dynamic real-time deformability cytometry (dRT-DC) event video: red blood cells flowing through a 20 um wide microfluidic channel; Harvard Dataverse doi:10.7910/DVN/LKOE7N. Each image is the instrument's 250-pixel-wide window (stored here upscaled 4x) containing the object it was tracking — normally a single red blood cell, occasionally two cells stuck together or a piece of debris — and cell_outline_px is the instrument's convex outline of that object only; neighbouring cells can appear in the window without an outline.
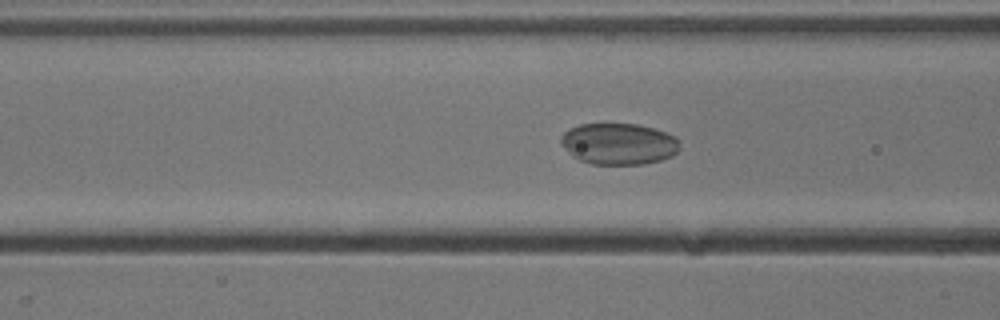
{"species": "common noctule bat (a hibernating species)", "species_latin": "Nyctalus noctula", "temperature_condition": "cold", "stored_images_in_passage": 40, "camera_frame_rate_fps": 3000, "um_per_image_px": 0.085, "animal": {"sex": "male", "body_mass_g": 13.3}, "frame": {"image": 1, "passage_image": 8, "time_ms": 2.333, "image_size_px": [1000, 320], "cell_outline_px": [[680, 144], [676, 152], [672, 156], [660, 160], [644, 164], [592, 164], [580, 160], [572, 156], [560, 144], [560, 136], [564, 132], [580, 124], [636, 124], [652, 128], [676, 136], [680, 140]], "centroid_in_image_um": [52.58, 12.23], "position_along_channel_um": 114.0, "area_um2": 28.67}}
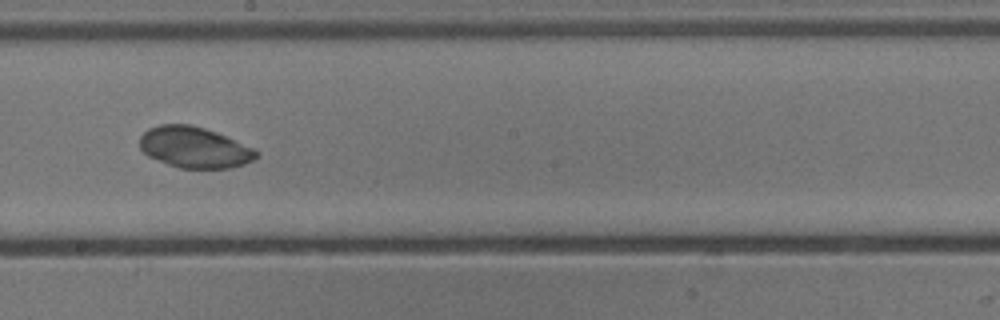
{"frame": {"image": 2, "passage_image": 17, "time_ms": 5.333, "image_size_px": [1000, 320], "cell_outline_px": [[260, 156], [244, 164], [228, 168], [180, 168], [168, 164], [148, 156], [140, 148], [140, 136], [148, 128], [160, 124], [188, 124], [204, 128], [216, 132], [256, 148], [260, 152]], "centroid_in_image_um": [16.55, 12.52], "position_along_channel_um": 231.6, "area_um2": 27.98}}
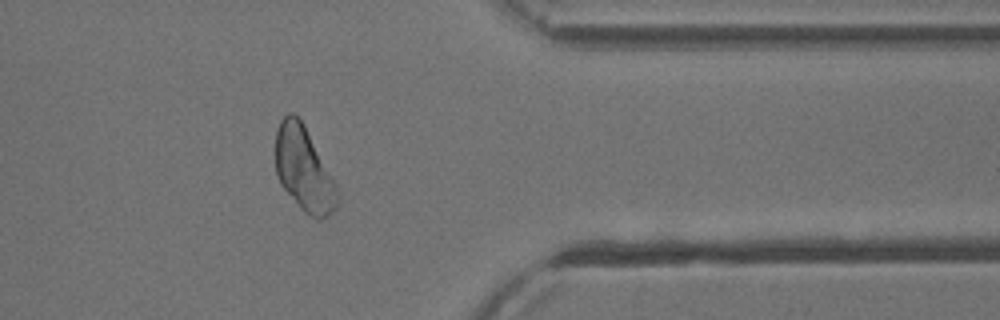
{"frame": {"image": 3, "passage_image": 30, "time_ms": 9.667, "image_size_px": [1000, 320], "cell_outline_px": [[340, 200], [336, 208], [328, 216], [320, 220], [316, 220], [304, 212], [300, 208], [280, 184], [276, 176], [276, 128], [280, 120], [288, 112], [292, 112], [304, 124], [336, 184], [340, 196]], "centroid_in_image_um": [25.84, 14.42], "position_along_channel_um": 385.6, "area_um2": 30.58}}